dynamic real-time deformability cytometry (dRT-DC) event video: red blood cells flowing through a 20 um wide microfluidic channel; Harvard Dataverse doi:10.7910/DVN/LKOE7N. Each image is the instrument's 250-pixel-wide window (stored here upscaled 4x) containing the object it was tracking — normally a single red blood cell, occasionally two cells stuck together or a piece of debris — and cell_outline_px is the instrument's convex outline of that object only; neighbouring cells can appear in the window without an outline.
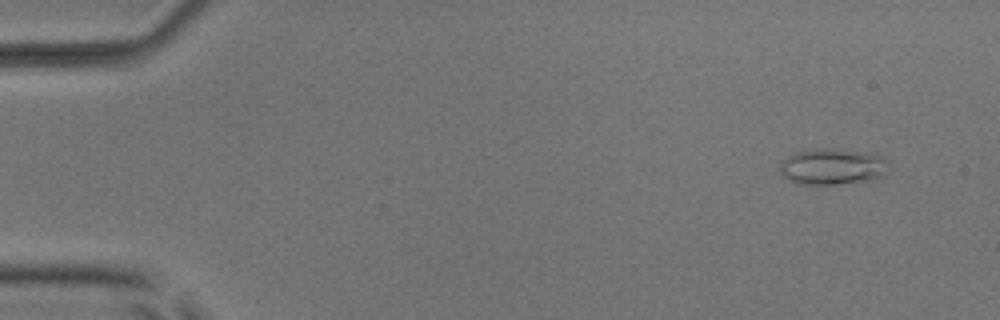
{"species": "common noctule bat (a hibernating species)", "species_latin": "Nyctalus noctula", "temperature_condition": "room temperature", "stored_images_in_passage": 4, "camera_frame_rate_fps": 3000, "um_per_image_px": 0.085, "animal": {"sex": "male", "body_mass_g": 17.9, "forearm_length_mm": 54.2}, "frame": {"image": 1, "passage_image": 1, "time_ms": 0.0, "image_size_px": [1000, 320], "cell_outline_px": [[884, 176], [872, 180], [836, 184], [800, 184], [784, 176], [780, 172], [780, 164], [788, 156], [796, 152], [816, 148], [836, 148], [876, 152], [884, 160]], "centroid_in_image_um": [70.76, 14.14], "position_along_channel_um": 14.2, "area_um2": 22.89}}